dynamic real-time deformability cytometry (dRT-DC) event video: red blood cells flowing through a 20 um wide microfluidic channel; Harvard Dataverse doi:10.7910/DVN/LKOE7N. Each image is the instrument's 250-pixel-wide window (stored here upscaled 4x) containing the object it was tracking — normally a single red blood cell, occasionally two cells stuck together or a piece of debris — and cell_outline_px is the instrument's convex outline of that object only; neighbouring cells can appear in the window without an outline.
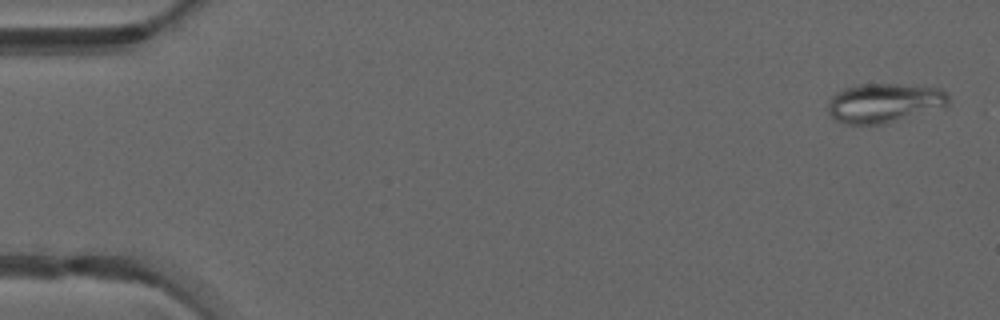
{"species": "common noctule bat (a hibernating species)", "species_latin": "Nyctalus noctula", "temperature_condition": "warm", "stored_images_in_passage": 49, "camera_frame_rate_fps": 3000, "um_per_image_px": 0.085, "animal": {"sex": "male", "forearm_length_mm": 52.5}, "frame": {"image": 1, "passage_image": 2, "time_ms": 0.333, "image_size_px": [1000, 320], "cell_outline_px": [[948, 104], [944, 108], [884, 124], [844, 124], [836, 120], [828, 112], [828, 104], [832, 96], [836, 92], [844, 88], [860, 84], [896, 84], [940, 88], [948, 96]], "centroid_in_image_um": [75.16, 8.76], "position_along_channel_um": 9.8, "area_um2": 27.69}}
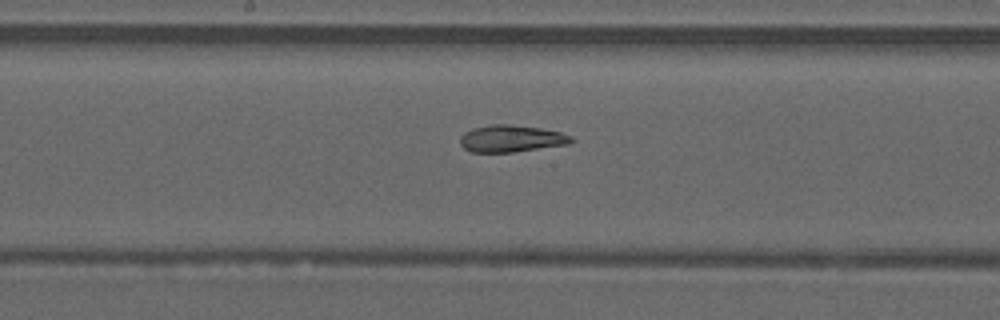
{"frame": {"image": 2, "passage_image": 26, "time_ms": 8.333, "image_size_px": [1000, 320], "cell_outline_px": [[576, 140], [572, 144], [512, 152], [472, 152], [464, 148], [460, 144], [460, 136], [464, 132], [472, 128], [492, 124], [512, 124], [540, 128], [560, 132], [572, 136]], "centroid_in_image_um": [43.49, 11.78], "position_along_channel_um": 204.7, "area_um2": 17.69}}
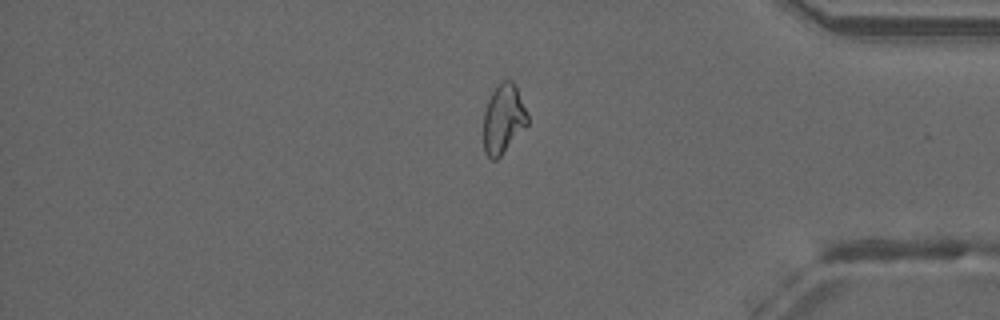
{"frame": {"image": 3, "passage_image": 41, "time_ms": 13.333, "image_size_px": [1000, 320], "cell_outline_px": [[528, 124], [500, 156], [496, 160], [492, 160], [484, 152], [484, 112], [488, 100], [492, 92], [504, 80], [512, 80], [516, 84], [528, 116]], "centroid_in_image_um": [42.79, 10.11], "position_along_channel_um": 392.4, "area_um2": 17.57}, "authors_computed_cell_mechanics": {"area_um2": 19.5942, "velocity_mm_per_s": 4.2204, "shape_relaxation_time_tau1_ms": null, "shape_relaxation_time_tau2_ms": 3.8792, "deformation_change_tau1": null, "deformation_change_tau2": 0.1156}}